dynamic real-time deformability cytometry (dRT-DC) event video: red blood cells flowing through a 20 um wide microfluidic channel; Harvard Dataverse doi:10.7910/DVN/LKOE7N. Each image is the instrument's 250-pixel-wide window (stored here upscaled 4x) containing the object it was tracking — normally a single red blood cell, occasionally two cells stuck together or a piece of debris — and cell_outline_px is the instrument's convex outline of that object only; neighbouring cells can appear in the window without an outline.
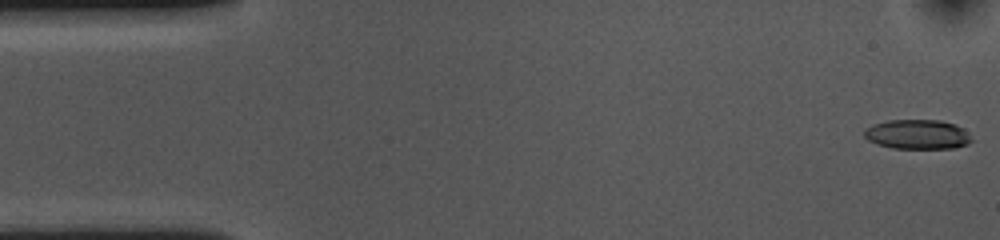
{"species": "common noctule bat (a hibernating species)", "species_latin": "Nyctalus noctula", "temperature_condition": "cold", "stored_images_in_passage": 54, "camera_frame_rate_fps": 3000, "um_per_image_px": 0.085, "animal": {"sex": "female", "body_mass_g": 10.0, "forearm_length_mm": 53.1}, "frame": {"image": 1, "passage_image": 1, "time_ms": 0.0, "image_size_px": [1000, 240], "cell_outline_px": [[972, 140], [968, 144], [956, 148], [892, 148], [876, 144], [868, 140], [864, 136], [864, 128], [872, 124], [888, 120], [940, 120], [956, 124], [964, 128]], "centroid_in_image_um": [77.97, 11.41], "position_along_channel_um": 7.0, "area_um2": 18.67}}
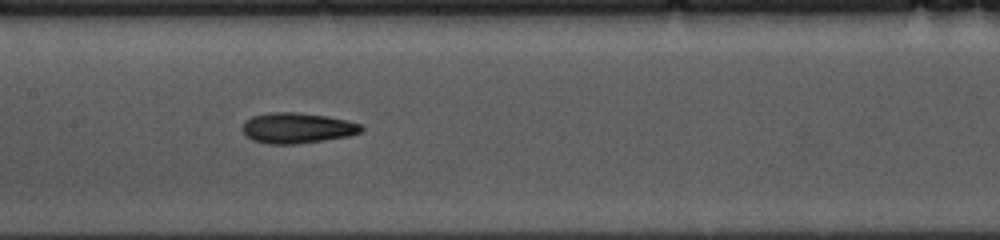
{"frame": {"image": 2, "passage_image": 25, "time_ms": 8.0, "image_size_px": [1000, 240], "cell_outline_px": [[364, 128], [360, 132], [352, 136], [296, 144], [268, 144], [252, 140], [240, 128], [252, 116], [272, 112], [296, 112], [328, 116], [360, 124]], "centroid_in_image_um": [25.27, 10.89], "position_along_channel_um": 182.1, "area_um2": 21.1}}
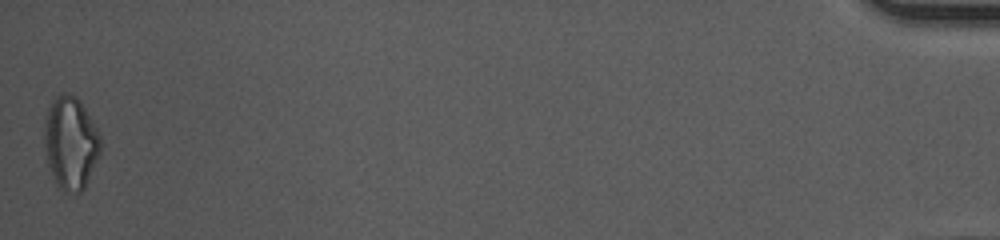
{"frame": {"image": 3, "passage_image": 54, "time_ms": 17.667, "image_size_px": [1000, 240], "cell_outline_px": [[100, 152], [88, 180], [84, 188], [80, 192], [64, 192], [56, 184], [48, 164], [44, 148], [44, 120], [48, 108], [52, 100], [56, 96], [64, 92], [68, 92], [76, 96], [80, 100], [96, 128], [100, 136]], "centroid_in_image_um": [5.98, 12.12], "position_along_channel_um": 429.2, "area_um2": 30.35}, "authors_computed_cell_mechanics": {"area_um2": 20.4323, "velocity_mm_per_s": 3.6154, "shape_relaxation_time_tau1_ms": 3.3664, "shape_relaxation_time_tau2_ms": 3.7667, "deformation_change_tau1": 0.1424, "deformation_change_tau2": 0.1255}}